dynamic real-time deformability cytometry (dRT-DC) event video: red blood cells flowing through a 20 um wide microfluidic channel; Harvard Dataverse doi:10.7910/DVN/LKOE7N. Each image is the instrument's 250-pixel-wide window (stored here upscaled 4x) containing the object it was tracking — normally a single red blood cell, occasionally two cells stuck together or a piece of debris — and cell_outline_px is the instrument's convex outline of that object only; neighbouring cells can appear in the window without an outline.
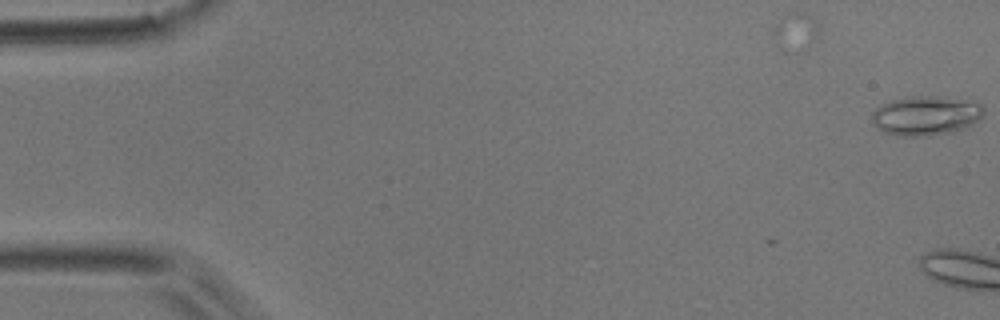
{"species": "common noctule bat (a hibernating species)", "species_latin": "Nyctalus noctula", "temperature_condition": "room temperature", "stored_images_in_passage": 2, "camera_frame_rate_fps": 3000, "um_per_image_px": 0.085, "animal": {"sex": "male", "body_mass_g": 17.9}, "frame": {"image": 1, "passage_image": 2, "time_ms": 0.333, "image_size_px": [1000, 320], "cell_outline_px": [[984, 116], [980, 120], [964, 128], [948, 132], [928, 136], [900, 136], [884, 132], [876, 128], [872, 124], [872, 112], [876, 108], [892, 100], [912, 96], [932, 96], [976, 100], [984, 108]], "centroid_in_image_um": [78.73, 9.82], "position_along_channel_um": 6.3, "area_um2": 25.89}}